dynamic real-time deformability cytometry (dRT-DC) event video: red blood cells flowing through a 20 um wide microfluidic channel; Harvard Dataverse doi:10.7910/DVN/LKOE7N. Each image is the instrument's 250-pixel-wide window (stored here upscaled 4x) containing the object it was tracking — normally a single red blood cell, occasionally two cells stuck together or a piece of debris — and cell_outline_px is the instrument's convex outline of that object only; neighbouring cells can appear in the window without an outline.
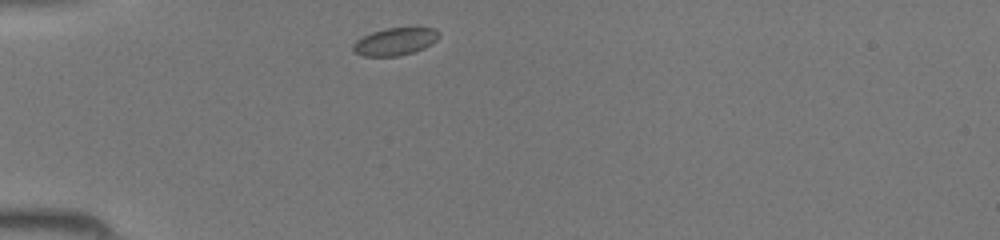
{"species": "common noctule bat (a hibernating species)", "species_latin": "Nyctalus noctula", "temperature_condition": "room temperature", "stored_images_in_passage": 33, "camera_frame_rate_fps": 3000, "um_per_image_px": 0.085, "animal": {"sex": "female", "body_mass_g": 19.5, "forearm_length_mm": 54.1}, "frame": {"image": 1, "passage_image": 1, "time_ms": 0.0, "image_size_px": [1000, 240], "cell_outline_px": [[440, 36], [432, 44], [424, 48], [400, 56], [360, 56], [352, 52], [352, 44], [356, 40], [372, 32], [384, 28], [432, 28], [440, 32]], "centroid_in_image_um": [33.55, 3.54], "position_along_channel_um": 51.5, "area_um2": 13.87}}
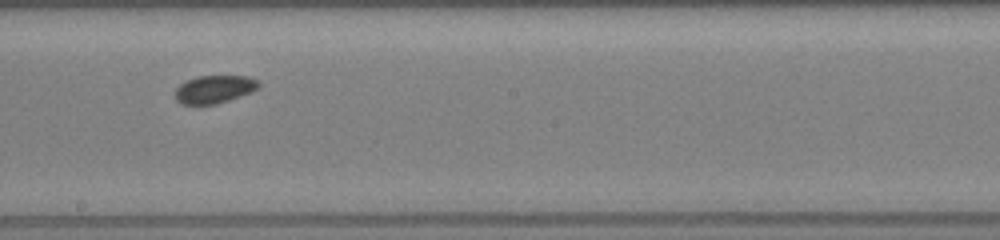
{"frame": {"image": 2, "passage_image": 14, "time_ms": 4.333, "image_size_px": [1000, 240], "cell_outline_px": [[260, 84], [252, 92], [216, 104], [184, 104], [176, 100], [176, 88], [184, 80], [196, 76], [248, 76], [256, 80]], "centroid_in_image_um": [18.19, 7.57], "position_along_channel_um": 230.0, "area_um2": 13.47}}
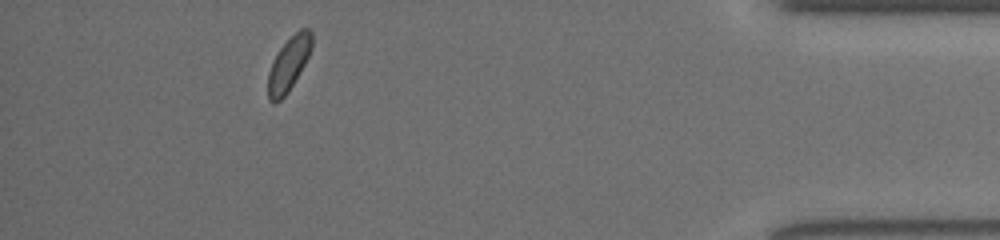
{"frame": {"image": 3, "passage_image": 29, "time_ms": 9.333, "image_size_px": [1000, 240], "cell_outline_px": [[312, 48], [304, 64], [288, 92], [280, 100], [272, 104], [268, 100], [268, 72], [280, 48], [300, 28], [308, 28], [312, 32]], "centroid_in_image_um": [24.54, 5.45], "position_along_channel_um": 410.7, "area_um2": 13.47}}